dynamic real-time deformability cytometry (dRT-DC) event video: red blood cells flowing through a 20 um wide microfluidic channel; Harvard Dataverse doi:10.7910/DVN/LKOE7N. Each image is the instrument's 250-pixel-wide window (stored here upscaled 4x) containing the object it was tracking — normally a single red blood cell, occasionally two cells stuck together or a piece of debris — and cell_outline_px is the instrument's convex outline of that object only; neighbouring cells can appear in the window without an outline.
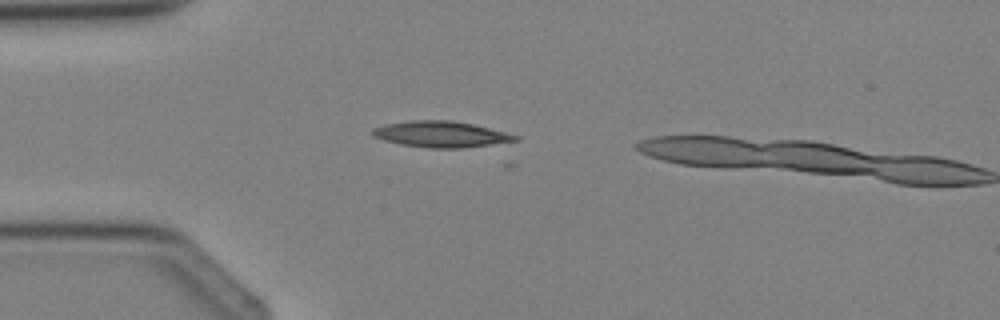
{"species": "Egyptian fruit bat (a non-hibernating species)", "species_latin": "Rousettus aegyptiacus", "temperature_condition": "cold", "stored_images_in_passage": 2, "camera_frame_rate_fps": 3000, "um_per_image_px": 0.085, "animal": {"sex": "female"}, "frame": {"image": 1, "passage_image": 1, "time_ms": 0.0, "image_size_px": [1000, 320], "cell_outline_px": [[520, 140], [464, 148], [428, 148], [400, 144], [384, 140], [372, 136], [372, 128], [384, 124], [408, 120], [452, 120], [472, 124], [520, 136]], "centroid_in_image_um": [37.45, 11.41], "position_along_channel_um": 47.6, "area_um2": 21.73}}